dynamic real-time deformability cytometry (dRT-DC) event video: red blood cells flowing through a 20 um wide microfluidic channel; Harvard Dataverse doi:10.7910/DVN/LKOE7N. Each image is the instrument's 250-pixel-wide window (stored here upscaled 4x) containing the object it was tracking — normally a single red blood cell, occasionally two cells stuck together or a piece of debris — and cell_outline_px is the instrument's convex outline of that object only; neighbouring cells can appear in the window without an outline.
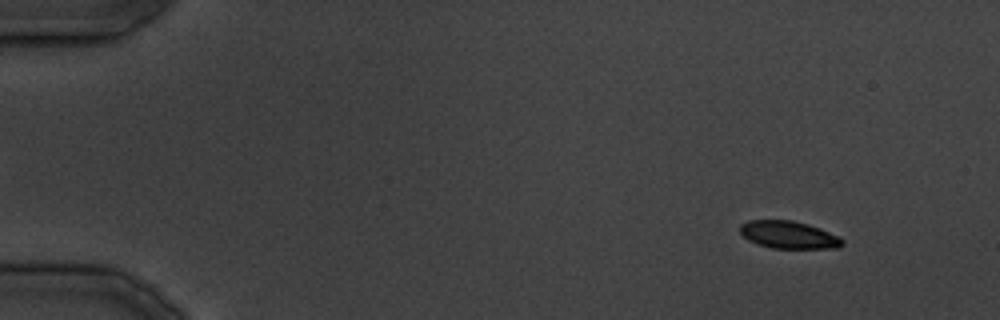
{"species": "common noctule bat (a hibernating species)", "species_latin": "Nyctalus noctula", "temperature_condition": "cold", "stored_images_in_passage": 38, "segment_of_instrument_passage": [1, 2], "camera_frame_rate_fps": 3000, "um_per_image_px": 0.085, "animal": {"sex": "male", "body_mass_g": 19.5, "forearm_length_mm": 54.6}, "frame": {"image": 1, "passage_image": 4, "time_ms": 3.333, "image_size_px": [1000, 320], "cell_outline_px": [[844, 244], [840, 248], [772, 248], [756, 244], [748, 240], [740, 232], [740, 224], [748, 220], [792, 220], [808, 224], [820, 228], [840, 236], [844, 240]], "centroid_in_image_um": [67.06, 19.96], "position_along_channel_um": 17.9, "area_um2": 16.59}}
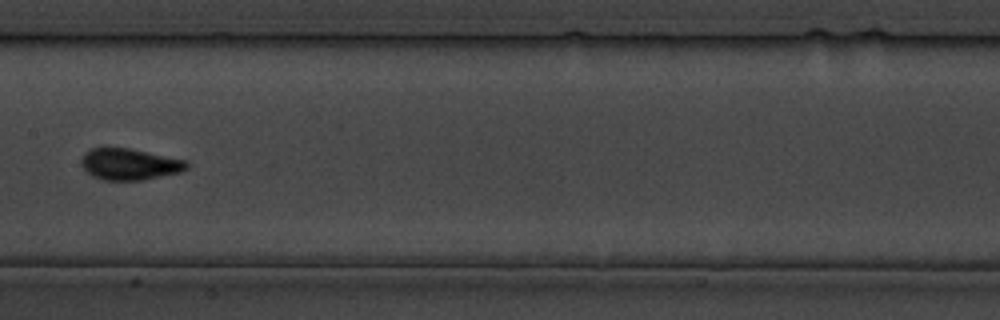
{"frame": {"image": 2, "passage_image": 19, "time_ms": 22.333, "image_size_px": [1000, 320], "cell_outline_px": [[188, 168], [180, 172], [140, 180], [104, 180], [92, 176], [80, 164], [80, 160], [84, 152], [92, 148], [128, 148], [188, 160]], "centroid_in_image_um": [11.0, 13.95], "position_along_channel_um": 196.4, "area_um2": 19.25}}
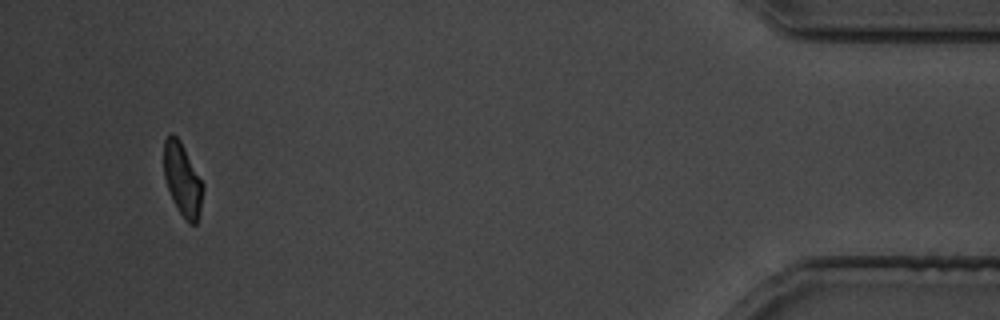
{"frame": {"image": 3, "passage_image": 35, "time_ms": 41.333, "image_size_px": [1000, 320], "cell_outline_px": [[204, 188], [200, 216], [196, 224], [188, 224], [176, 208], [168, 188], [164, 176], [164, 140], [172, 132], [180, 140], [204, 184]], "centroid_in_image_um": [15.53, 15.3], "position_along_channel_um": 419.7, "area_um2": 16.76}}